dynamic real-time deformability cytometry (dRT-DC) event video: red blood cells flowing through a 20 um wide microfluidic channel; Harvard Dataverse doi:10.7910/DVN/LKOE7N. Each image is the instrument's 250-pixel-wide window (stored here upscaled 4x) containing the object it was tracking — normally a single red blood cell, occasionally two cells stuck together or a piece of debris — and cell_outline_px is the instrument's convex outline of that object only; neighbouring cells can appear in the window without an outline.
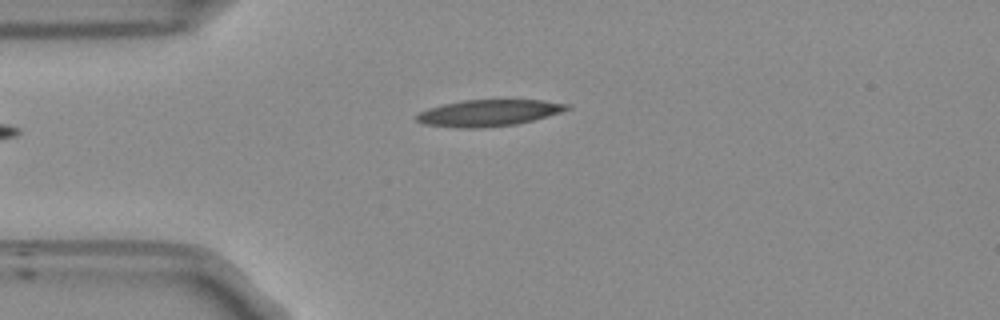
{"species": "Egyptian fruit bat (a non-hibernating species)", "species_latin": "Rousettus aegyptiacus", "temperature_condition": "room temperature", "stored_images_in_passage": 35, "camera_frame_rate_fps": 3000, "um_per_image_px": 0.085, "frame": {"image": 1, "passage_image": 1, "time_ms": 0.0, "image_size_px": [1000, 320], "cell_outline_px": [[572, 108], [560, 112], [532, 120], [516, 124], [476, 128], [460, 128], [424, 124], [416, 120], [416, 116], [420, 112], [428, 108], [444, 104], [464, 100], [544, 100], [568, 104]], "centroid_in_image_um": [41.53, 9.59], "position_along_channel_um": 43.5, "area_um2": 22.95}}
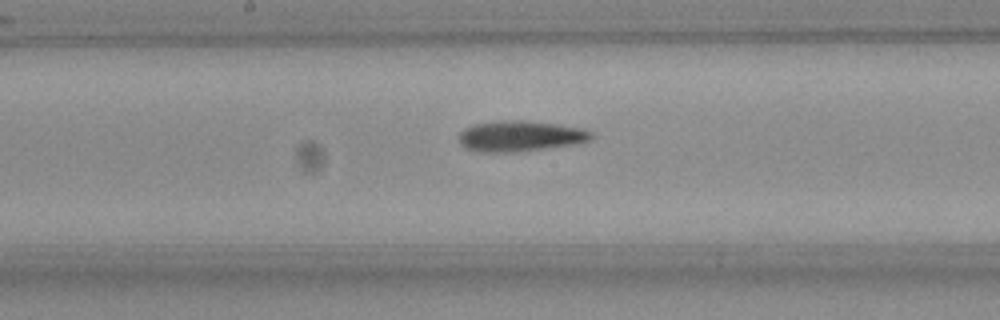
{"frame": {"image": 2, "passage_image": 15, "time_ms": 4.667, "image_size_px": [1000, 320], "cell_outline_px": [[592, 140], [572, 144], [512, 152], [480, 152], [464, 148], [460, 144], [460, 132], [464, 128], [472, 124], [500, 120], [528, 120], [584, 128], [592, 132]], "centroid_in_image_um": [44.19, 11.55], "position_along_channel_um": 204.0, "area_um2": 23.7}}
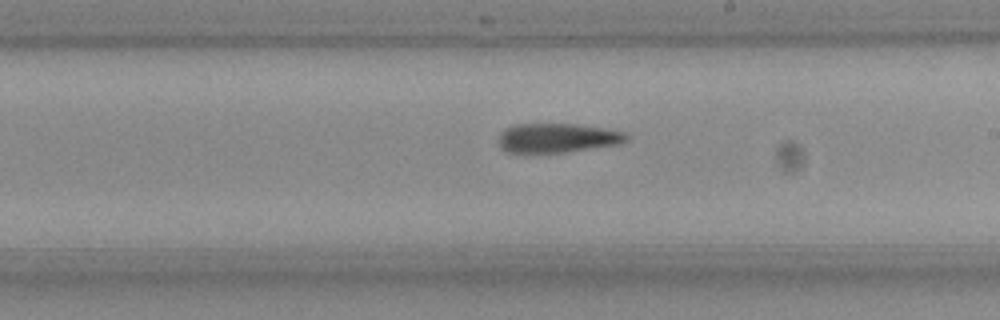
{"frame": {"image": 3, "passage_image": 18, "time_ms": 5.667, "image_size_px": [1000, 320], "cell_outline_px": [[628, 140], [620, 144], [564, 152], [508, 152], [500, 144], [500, 132], [504, 128], [512, 124], [572, 124], [604, 128], [624, 132], [628, 136]], "centroid_in_image_um": [47.39, 11.71], "position_along_channel_um": 241.6, "area_um2": 21.56}, "authors_computed_cell_mechanics": {"area_um2": 22.3686, "velocity_mm_per_s": 3.782, "shape_relaxation_time_tau1_ms": null, "shape_relaxation_time_tau2_ms": 5.7098, "deformation_change_tau1": null, "deformation_change_tau2": 0.1861}}